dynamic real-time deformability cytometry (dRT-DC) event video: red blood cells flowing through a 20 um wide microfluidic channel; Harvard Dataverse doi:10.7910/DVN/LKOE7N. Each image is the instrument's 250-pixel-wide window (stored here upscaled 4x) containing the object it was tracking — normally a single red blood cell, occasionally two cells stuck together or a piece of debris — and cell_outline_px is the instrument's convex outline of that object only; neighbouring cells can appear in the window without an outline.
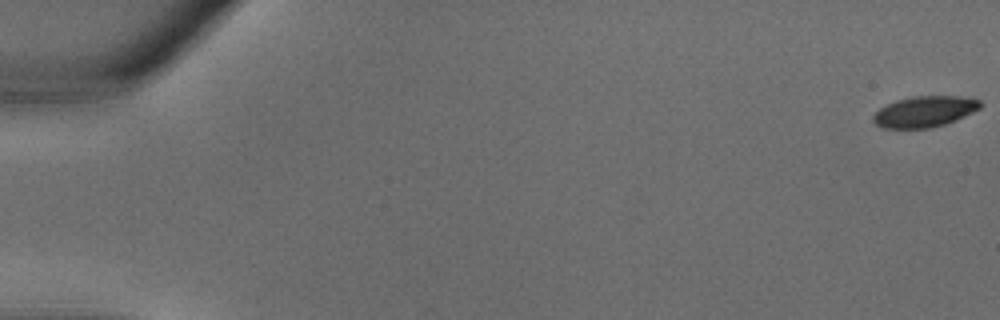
{"species": "common noctule bat (a hibernating species)", "species_latin": "Nyctalus noctula", "temperature_condition": "warm", "stored_images_in_passage": 9, "camera_frame_rate_fps": 3000, "um_per_image_px": 0.085, "animal": {"sex": "male", "body_mass_g": 18.8}, "frame": {"image": 1, "passage_image": 1, "time_ms": 0.0, "image_size_px": [1000, 320], "cell_outline_px": [[980, 108], [956, 120], [932, 128], [884, 128], [876, 124], [872, 120], [872, 116], [880, 108], [896, 100], [912, 96], [960, 96], [980, 100]], "centroid_in_image_um": [78.57, 9.48], "position_along_channel_um": 6.4, "area_um2": 19.19}}